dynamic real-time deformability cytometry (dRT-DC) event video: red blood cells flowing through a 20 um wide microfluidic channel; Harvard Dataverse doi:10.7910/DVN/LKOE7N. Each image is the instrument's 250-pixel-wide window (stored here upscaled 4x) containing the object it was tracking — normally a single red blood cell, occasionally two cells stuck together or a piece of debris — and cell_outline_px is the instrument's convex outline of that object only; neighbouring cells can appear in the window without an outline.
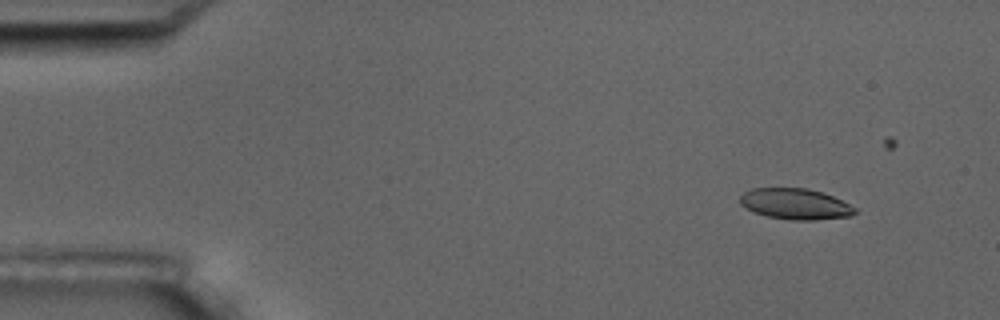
{"species": "common noctule bat (a hibernating species)", "species_latin": "Nyctalus noctula", "temperature_condition": "room temperature", "stored_images_in_passage": 6, "camera_frame_rate_fps": 3000, "um_per_image_px": 0.085, "animal": {"sex": "male", "body_mass_g": 17.5, "forearm_length_mm": 52.3}, "frame": {"image": 1, "passage_image": 1, "time_ms": 0.0, "image_size_px": [1000, 320], "cell_outline_px": [[856, 212], [852, 216], [816, 220], [792, 220], [768, 216], [756, 212], [740, 204], [740, 196], [744, 192], [752, 188], [808, 188], [832, 196], [856, 208]], "centroid_in_image_um": [67.61, 17.33], "position_along_channel_um": 17.4, "area_um2": 20.46}}
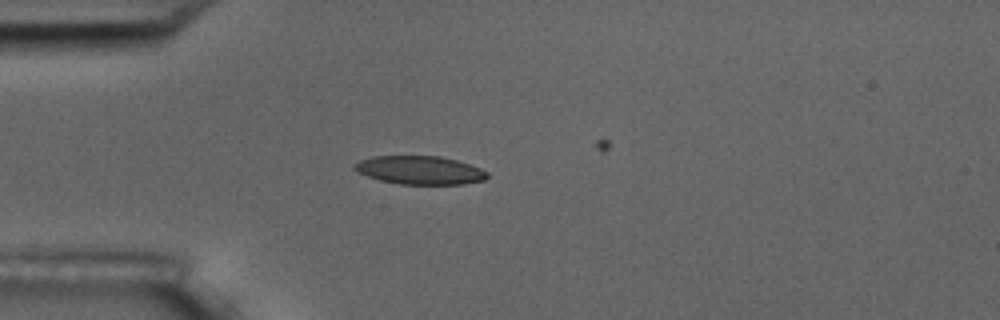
{"frame": {"image": 2, "passage_image": 4, "time_ms": 3.333, "image_size_px": [1000, 320], "cell_outline_px": [[488, 176], [484, 180], [464, 184], [400, 184], [380, 180], [368, 176], [352, 168], [352, 164], [360, 160], [372, 156], [440, 156], [456, 160], [480, 168], [488, 172]], "centroid_in_image_um": [35.68, 14.46], "position_along_channel_um": 49.3, "area_um2": 21.91}}